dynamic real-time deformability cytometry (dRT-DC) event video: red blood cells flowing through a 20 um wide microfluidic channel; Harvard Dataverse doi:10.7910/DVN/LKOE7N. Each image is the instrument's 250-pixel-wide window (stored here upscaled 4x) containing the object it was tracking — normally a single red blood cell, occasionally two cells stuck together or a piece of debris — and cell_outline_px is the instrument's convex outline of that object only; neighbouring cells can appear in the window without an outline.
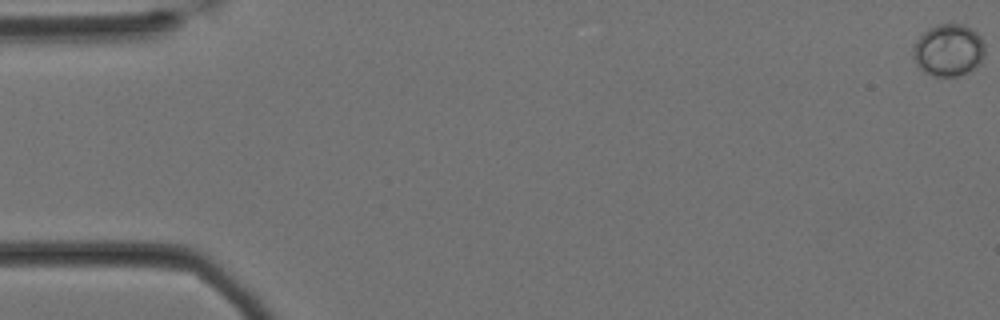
{"species": "Egyptian fruit bat (a non-hibernating species)", "species_latin": "Rousettus aegyptiacus", "temperature_condition": "cold", "stored_images_in_passage": 61, "camera_frame_rate_fps": 3000, "um_per_image_px": 0.085, "animal": {"sex": "female"}, "frame": {"image": 1, "passage_image": 1, "time_ms": 0.0, "image_size_px": [1000, 320], "cell_outline_px": [[984, 56], [980, 64], [976, 68], [968, 72], [956, 76], [936, 76], [924, 72], [916, 64], [912, 56], [912, 52], [916, 40], [928, 28], [936, 24], [960, 24], [976, 32], [980, 36], [984, 44]], "centroid_in_image_um": [80.62, 4.27], "position_along_channel_um": 4.4, "area_um2": 21.85}}
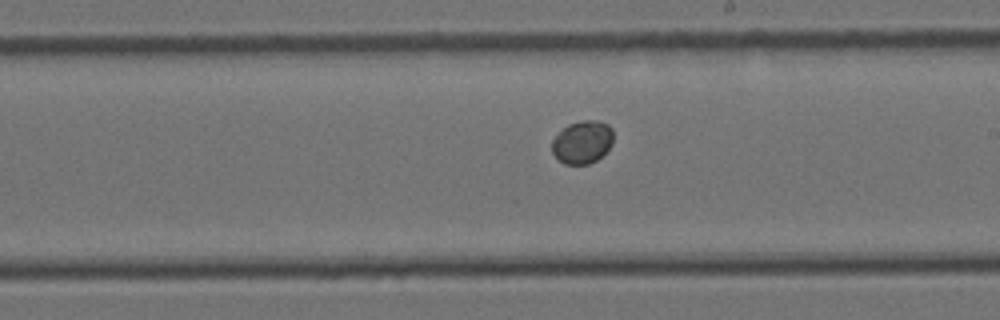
{"frame": {"image": 2, "passage_image": 35, "time_ms": 11.333, "image_size_px": [1000, 320], "cell_outline_px": [[612, 144], [596, 160], [588, 164], [564, 164], [552, 152], [552, 140], [568, 124], [584, 120], [600, 120], [608, 124], [612, 128]], "centroid_in_image_um": [49.51, 12.06], "position_along_channel_um": 239.5, "area_um2": 15.14}}
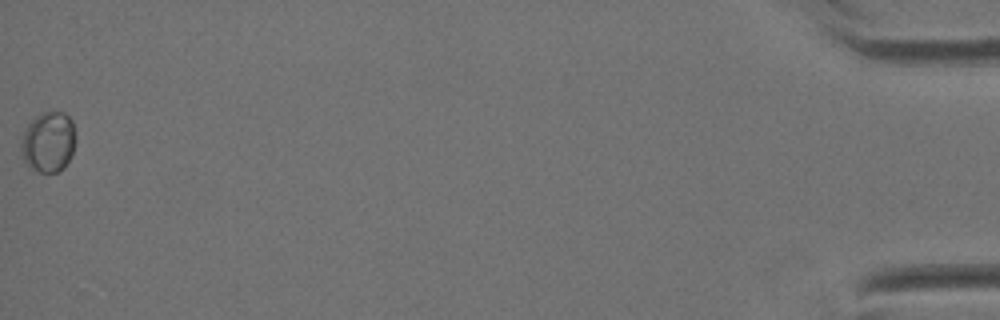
{"frame": {"image": 3, "passage_image": 61, "time_ms": 20.0, "image_size_px": [1000, 320], "cell_outline_px": [[76, 140], [72, 152], [64, 168], [56, 172], [40, 172], [32, 168], [24, 160], [20, 148], [20, 144], [24, 132], [28, 124], [40, 112], [64, 112], [72, 120], [76, 136]], "centroid_in_image_um": [4.13, 12.05], "position_along_channel_um": 431.1, "area_um2": 19.19}}